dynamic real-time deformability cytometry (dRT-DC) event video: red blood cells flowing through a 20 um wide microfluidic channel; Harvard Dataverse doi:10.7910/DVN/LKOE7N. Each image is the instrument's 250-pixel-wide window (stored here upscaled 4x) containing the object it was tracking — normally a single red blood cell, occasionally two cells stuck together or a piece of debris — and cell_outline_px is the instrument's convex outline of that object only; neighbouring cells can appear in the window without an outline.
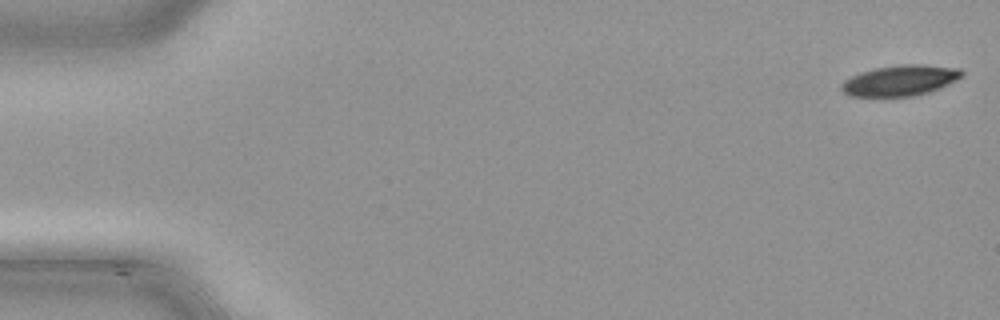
{"species": "common noctule bat (a hibernating species)", "species_latin": "Nyctalus noctula", "temperature_condition": "cold", "stored_images_in_passage": 48, "camera_frame_rate_fps": 3000, "um_per_image_px": 0.085, "animal": {"sex": "male", "body_mass_g": 21.5, "forearm_length_mm": 52.0}, "frame": {"image": 1, "passage_image": 1, "time_ms": 0.0, "image_size_px": [1000, 320], "cell_outline_px": [[964, 76], [948, 84], [928, 92], [912, 96], [852, 96], [844, 92], [840, 88], [840, 84], [844, 80], [860, 72], [876, 68], [904, 64], [924, 64], [960, 68], [964, 72]], "centroid_in_image_um": [76.53, 6.83], "position_along_channel_um": 8.5, "area_um2": 21.44}}
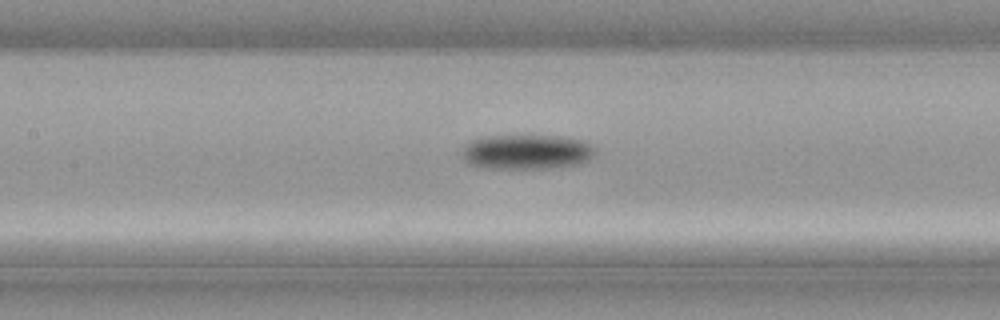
{"frame": {"image": 2, "passage_image": 22, "time_ms": 7.0, "image_size_px": [1000, 320], "cell_outline_px": [[592, 156], [588, 160], [576, 164], [548, 168], [476, 168], [468, 164], [464, 160], [460, 152], [464, 144], [472, 140], [484, 136], [560, 136], [584, 140], [592, 148]], "centroid_in_image_um": [44.65, 12.91], "position_along_channel_um": 162.8, "area_um2": 26.99}}
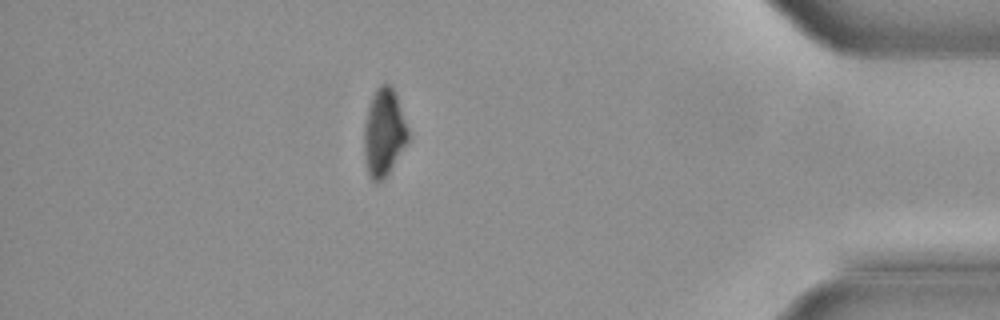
{"frame": {"image": 3, "passage_image": 42, "time_ms": 13.667, "image_size_px": [1000, 320], "cell_outline_px": [[408, 140], [384, 180], [380, 184], [376, 184], [368, 176], [364, 160], [364, 124], [368, 108], [372, 96], [376, 88], [380, 84], [388, 84], [396, 92], [408, 128]], "centroid_in_image_um": [32.61, 11.3], "position_along_channel_um": 402.6, "area_um2": 22.66}}